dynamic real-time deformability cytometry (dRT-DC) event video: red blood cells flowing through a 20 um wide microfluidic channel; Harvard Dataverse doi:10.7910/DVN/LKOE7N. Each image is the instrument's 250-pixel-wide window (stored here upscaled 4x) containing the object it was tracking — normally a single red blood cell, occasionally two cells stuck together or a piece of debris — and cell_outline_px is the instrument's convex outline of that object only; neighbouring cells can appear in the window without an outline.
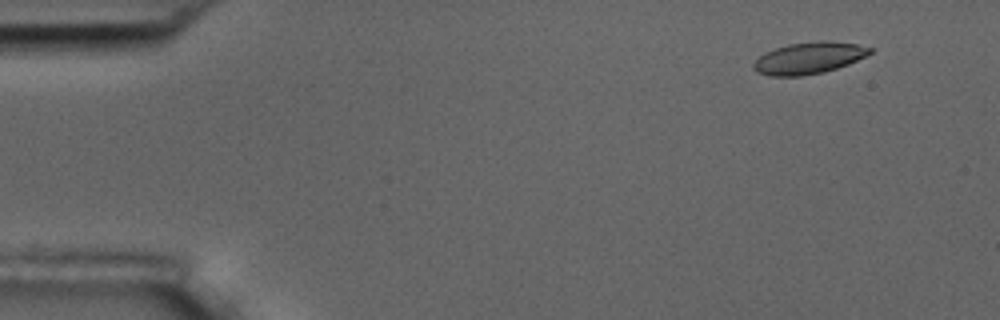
{"species": "common noctule bat (a hibernating species)", "species_latin": "Nyctalus noctula", "temperature_condition": "room temperature", "stored_images_in_passage": 5, "camera_frame_rate_fps": 3000, "um_per_image_px": 0.085, "animal": {"sex": "male", "body_mass_g": 17.5, "forearm_length_mm": 52.3}, "frame": {"image": 1, "passage_image": 2, "time_ms": 1.333, "image_size_px": [1000, 320], "cell_outline_px": [[872, 52], [848, 64], [824, 72], [800, 76], [768, 76], [756, 72], [752, 68], [752, 64], [764, 52], [788, 44], [820, 40], [832, 40], [856, 44], [872, 48]], "centroid_in_image_um": [68.72, 4.93], "position_along_channel_um": 16.3, "area_um2": 21.56}}
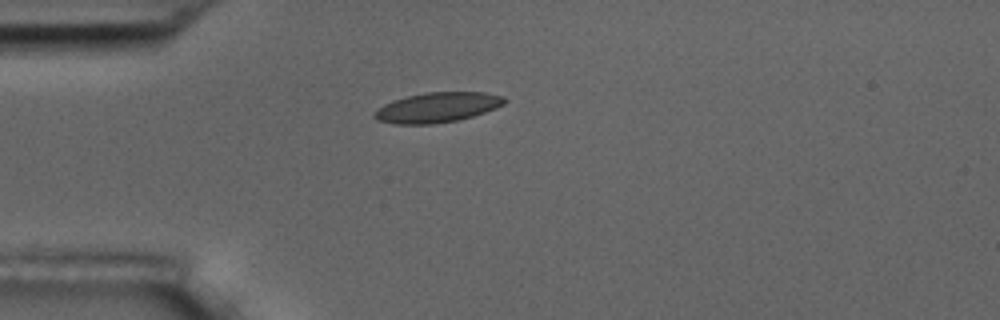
{"frame": {"image": 2, "passage_image": 5, "time_ms": 4.667, "image_size_px": [1000, 320], "cell_outline_px": [[508, 100], [504, 104], [496, 108], [472, 116], [456, 120], [432, 124], [396, 124], [376, 120], [372, 116], [372, 112], [384, 104], [392, 100], [408, 96], [428, 92], [484, 92], [504, 96]], "centroid_in_image_um": [37.15, 9.13], "position_along_channel_um": 47.8, "area_um2": 22.77}}